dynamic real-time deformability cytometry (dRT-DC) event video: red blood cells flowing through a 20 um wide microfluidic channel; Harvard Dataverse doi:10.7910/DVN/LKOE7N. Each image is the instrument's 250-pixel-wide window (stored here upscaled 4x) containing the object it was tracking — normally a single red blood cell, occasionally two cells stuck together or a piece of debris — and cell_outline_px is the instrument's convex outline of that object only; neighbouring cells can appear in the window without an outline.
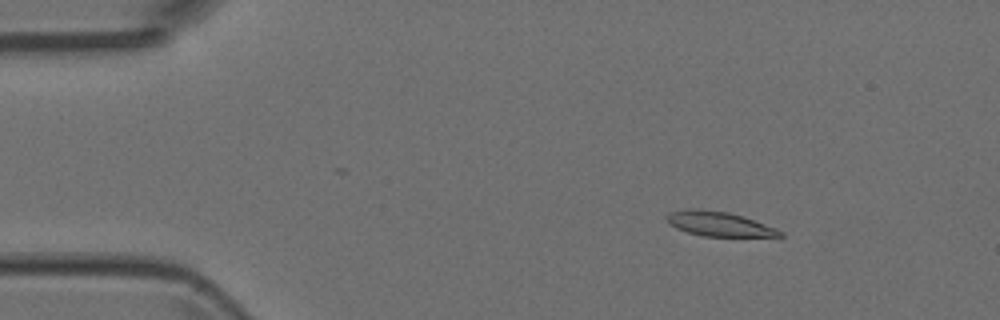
{"species": "Egyptian fruit bat (a non-hibernating species)", "species_latin": "Rousettus aegyptiacus", "temperature_condition": "room temperature", "stored_images_in_passage": 5, "camera_frame_rate_fps": 3000, "um_per_image_px": 0.085, "animal": {"sex": "female"}, "frame": {"image": 1, "passage_image": 3, "time_ms": 0.667, "image_size_px": [1000, 320], "cell_outline_px": [[784, 236], [704, 236], [688, 232], [676, 228], [668, 224], [664, 216], [668, 212], [688, 208], [700, 208], [728, 212], [744, 216], [776, 228], [784, 232]], "centroid_in_image_um": [61.07, 19.01], "position_along_channel_um": 23.9, "area_um2": 16.42}}